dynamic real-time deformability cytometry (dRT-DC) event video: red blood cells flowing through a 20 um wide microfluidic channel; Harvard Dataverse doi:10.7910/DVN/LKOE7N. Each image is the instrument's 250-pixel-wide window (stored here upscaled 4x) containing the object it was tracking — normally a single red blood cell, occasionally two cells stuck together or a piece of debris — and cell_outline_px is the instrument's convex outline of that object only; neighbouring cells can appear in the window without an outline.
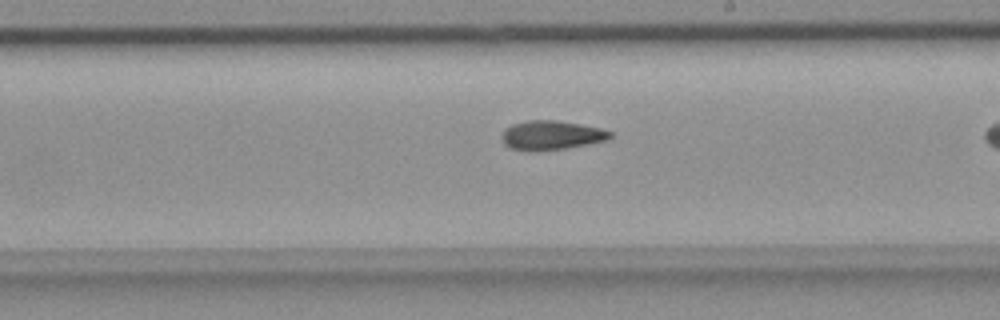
{"species": "common noctule bat (a hibernating species)", "species_latin": "Nyctalus noctula", "temperature_condition": "room temperature", "stored_images_in_passage": 38, "camera_frame_rate_fps": 3000, "um_per_image_px": 0.085, "animal": {"sex": "female", "body_mass_g": 18.4}, "frame": {"image": 1, "passage_image": 27, "time_ms": 8.667, "image_size_px": [1000, 320], "cell_outline_px": [[612, 136], [608, 140], [588, 144], [564, 148], [536, 152], [524, 152], [508, 148], [504, 144], [500, 136], [512, 124], [528, 120], [556, 120], [580, 124], [600, 128], [612, 132]], "centroid_in_image_um": [46.83, 11.52], "position_along_channel_um": 242.2, "area_um2": 18.67}}